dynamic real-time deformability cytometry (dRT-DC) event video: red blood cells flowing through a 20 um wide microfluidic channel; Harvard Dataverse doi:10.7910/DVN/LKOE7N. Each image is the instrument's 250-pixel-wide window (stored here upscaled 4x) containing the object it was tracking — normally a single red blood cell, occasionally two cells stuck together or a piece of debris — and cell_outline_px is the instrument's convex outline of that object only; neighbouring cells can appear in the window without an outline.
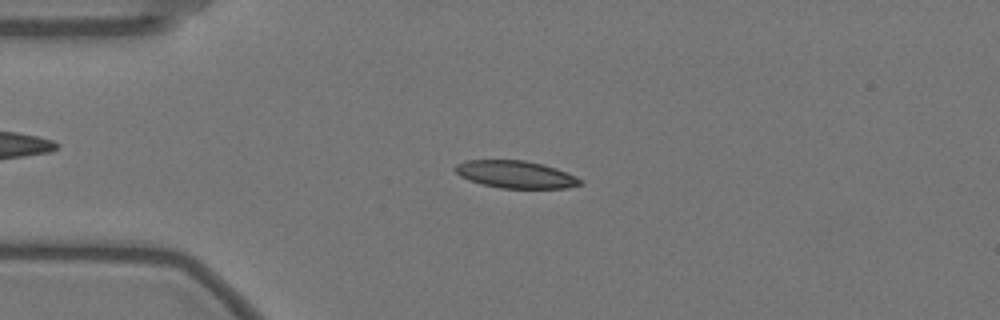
{"species": "Egyptian fruit bat (a non-hibernating species)", "species_latin": "Rousettus aegyptiacus", "temperature_condition": "warm", "stored_images_in_passage": 23, "camera_frame_rate_fps": 3000, "um_per_image_px": 0.085, "animal": {"sex": "female"}, "frame": {"image": 1, "passage_image": 13, "time_ms": 4.0, "image_size_px": [1000, 320], "cell_outline_px": [[584, 184], [568, 188], [500, 188], [468, 180], [460, 176], [452, 168], [456, 164], [464, 160], [524, 160], [544, 164], [568, 172], [584, 180]], "centroid_in_image_um": [43.86, 14.82], "position_along_channel_um": 41.1, "area_um2": 20.23}}
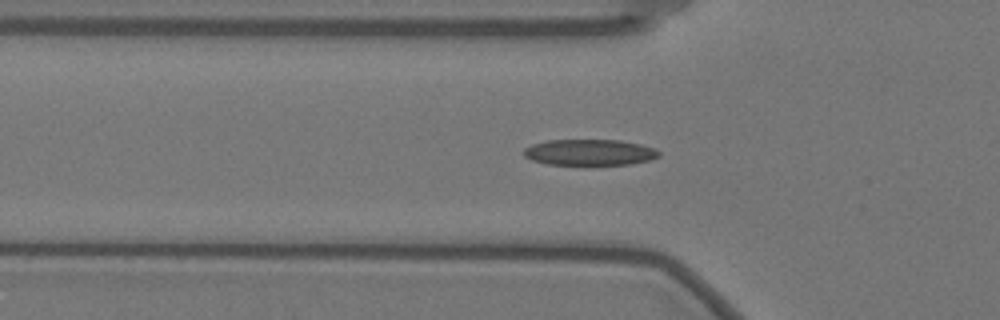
{"frame": {"image": 2, "passage_image": 18, "time_ms": 5.667, "image_size_px": [1000, 320], "cell_outline_px": [[660, 156], [652, 160], [632, 164], [584, 168], [548, 164], [532, 160], [524, 156], [524, 148], [532, 144], [548, 140], [620, 140], [640, 144], [652, 148], [660, 152]], "centroid_in_image_um": [50.12, 13.01], "position_along_channel_um": 75.7, "area_um2": 21.62}}
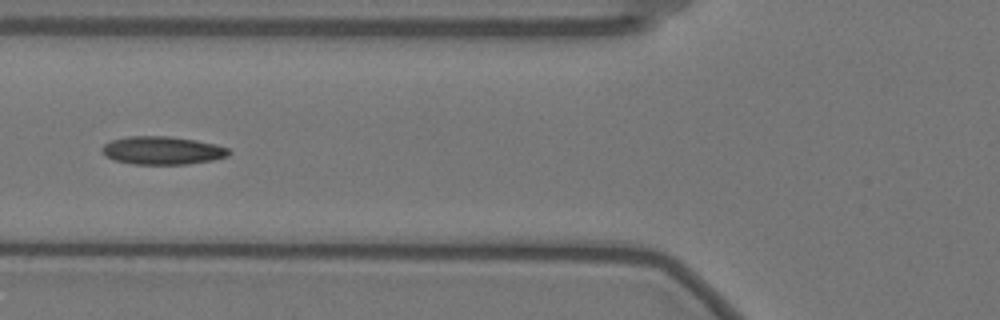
{"frame": {"image": 3, "passage_image": 21, "time_ms": 6.667, "image_size_px": [1000, 320], "cell_outline_px": [[232, 152], [228, 156], [212, 160], [188, 164], [132, 164], [116, 160], [108, 156], [100, 148], [104, 144], [112, 140], [128, 136], [168, 136], [196, 140], [216, 144], [228, 148]], "centroid_in_image_um": [13.84, 12.78], "position_along_channel_um": 112.0, "area_um2": 20.69}}